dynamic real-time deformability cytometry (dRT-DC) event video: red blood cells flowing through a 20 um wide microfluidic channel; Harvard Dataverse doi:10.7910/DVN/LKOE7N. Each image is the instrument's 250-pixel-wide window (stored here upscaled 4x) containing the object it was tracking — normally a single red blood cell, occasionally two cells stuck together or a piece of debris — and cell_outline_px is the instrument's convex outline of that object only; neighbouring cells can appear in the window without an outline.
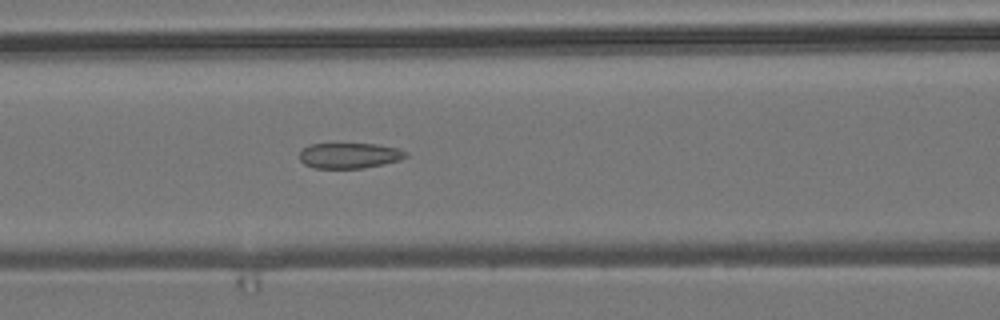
{"species": "common noctule bat (a hibernating species)", "species_latin": "Nyctalus noctula", "temperature_condition": "room temperature", "stored_images_in_passage": 36, "camera_frame_rate_fps": 3000, "um_per_image_px": 0.085, "animal": {"sex": "male", "body_mass_g": 19.2, "forearm_length_mm": 51.8}, "frame": {"image": 1, "passage_image": 13, "time_ms": 4.0, "image_size_px": [1000, 320], "cell_outline_px": [[408, 156], [400, 160], [384, 164], [364, 168], [312, 168], [304, 164], [300, 160], [300, 152], [308, 144], [376, 144], [400, 148], [408, 152]], "centroid_in_image_um": [29.73, 13.22], "position_along_channel_um": 136.9, "area_um2": 15.95}}
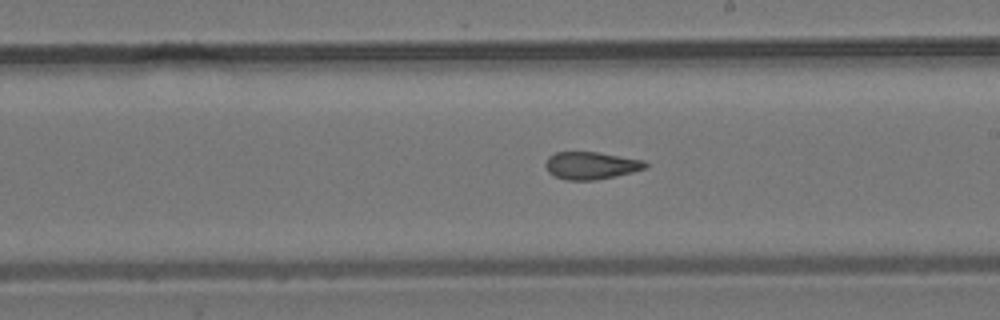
{"frame": {"image": 2, "passage_image": 21, "time_ms": 6.667, "image_size_px": [1000, 320], "cell_outline_px": [[648, 164], [644, 168], [632, 172], [616, 176], [592, 180], [568, 180], [556, 176], [548, 172], [544, 164], [548, 156], [556, 152], [596, 152], [644, 160]], "centroid_in_image_um": [50.21, 14.06], "position_along_channel_um": 238.8, "area_um2": 15.84}}
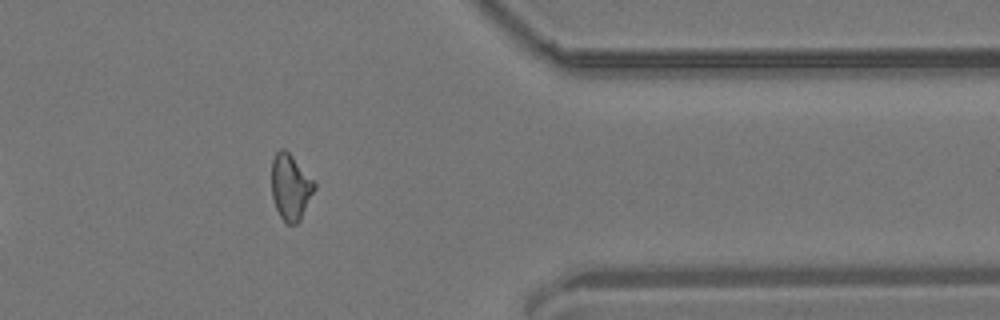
{"frame": {"image": 3, "passage_image": 34, "time_ms": 11.0, "image_size_px": [1000, 320], "cell_outline_px": [[316, 188], [300, 220], [296, 224], [288, 224], [280, 216], [276, 208], [272, 196], [272, 160], [276, 152], [280, 148], [284, 148], [316, 180]], "centroid_in_image_um": [24.72, 15.88], "position_along_channel_um": 386.7, "area_um2": 16.59}, "authors_computed_cell_mechanics": {"area_um2": 16.4441, "velocity_mm_per_s": 3.8293, "shape_relaxation_time_tau1_ms": null, "shape_relaxation_time_tau2_ms": 2.0113, "deformation_change_tau1": null, "deformation_change_tau2": 0.1055}}